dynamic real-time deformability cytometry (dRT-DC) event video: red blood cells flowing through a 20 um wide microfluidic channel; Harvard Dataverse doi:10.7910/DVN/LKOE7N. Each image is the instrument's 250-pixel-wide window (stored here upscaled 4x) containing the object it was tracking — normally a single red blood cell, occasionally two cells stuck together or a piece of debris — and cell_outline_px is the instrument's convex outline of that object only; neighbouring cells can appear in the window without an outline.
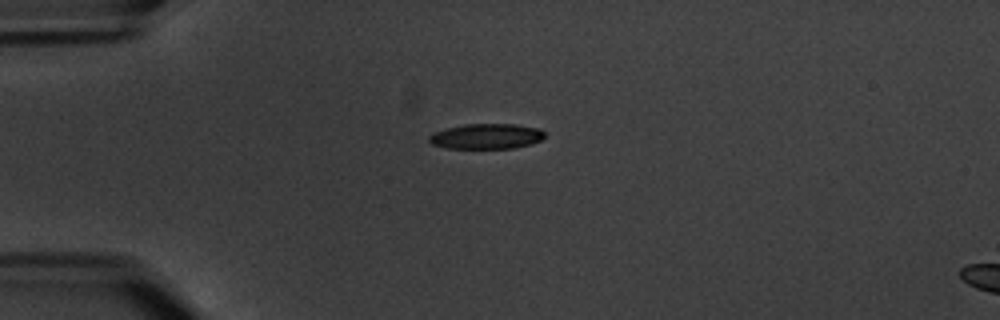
{"species": "common noctule bat (a hibernating species)", "species_latin": "Nyctalus noctula", "temperature_condition": "warm", "stored_images_in_passage": 3, "camera_frame_rate_fps": 3000, "um_per_image_px": 0.085, "animal": {"sex": "male", "body_mass_g": 20.1, "forearm_length_mm": 53.5}, "frame": {"image": 1, "passage_image": 1, "time_ms": 0.0, "image_size_px": [1000, 320], "cell_outline_px": [[544, 136], [540, 140], [528, 144], [512, 148], [448, 148], [432, 144], [428, 140], [428, 136], [436, 132], [448, 128], [464, 124], [516, 124], [540, 128], [544, 132]], "centroid_in_image_um": [41.35, 11.58], "position_along_channel_um": 43.7, "area_um2": 16.82}}